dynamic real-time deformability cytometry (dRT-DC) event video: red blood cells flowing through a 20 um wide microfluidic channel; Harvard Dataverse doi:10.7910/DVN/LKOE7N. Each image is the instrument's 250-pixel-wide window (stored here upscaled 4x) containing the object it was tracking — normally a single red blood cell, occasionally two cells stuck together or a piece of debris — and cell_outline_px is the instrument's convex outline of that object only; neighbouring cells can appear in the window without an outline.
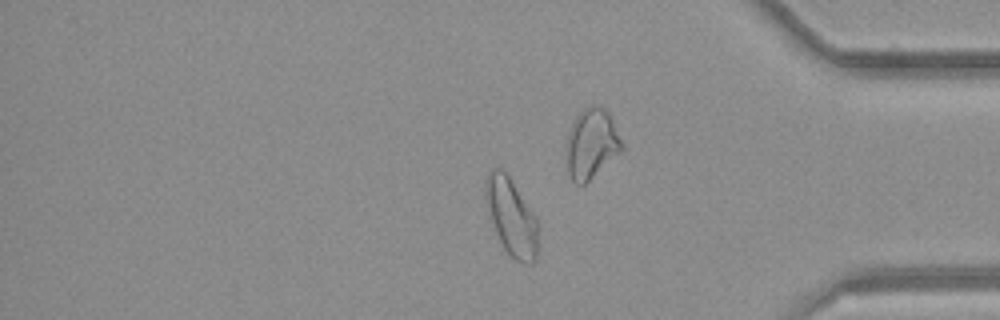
{"species": "common noctule bat (a hibernating species)", "species_latin": "Nyctalus noctula", "temperature_condition": "room temperature", "stored_images_in_passage": 34, "camera_frame_rate_fps": 3000, "um_per_image_px": 0.085, "animal": {"sex": "female", "body_mass_g": 21.9}, "frame": {"image": 1, "passage_image": 25, "time_ms": 8.0, "image_size_px": [1000, 320], "cell_outline_px": [[536, 260], [532, 264], [524, 264], [516, 260], [504, 248], [496, 232], [488, 212], [484, 196], [484, 184], [488, 172], [492, 168], [504, 168], [536, 216]], "centroid_in_image_um": [43.43, 18.37], "position_along_channel_um": 391.8, "area_um2": 23.58}, "authors_computed_cell_mechanics": {"area_um2": 20.6635, "velocity_mm_per_s": 4.2066, "shape_relaxation_time_tau1_ms": null, "shape_relaxation_time_tau2_ms": 1.3245, "deformation_change_tau1": null, "deformation_change_tau2": 0.0611}}